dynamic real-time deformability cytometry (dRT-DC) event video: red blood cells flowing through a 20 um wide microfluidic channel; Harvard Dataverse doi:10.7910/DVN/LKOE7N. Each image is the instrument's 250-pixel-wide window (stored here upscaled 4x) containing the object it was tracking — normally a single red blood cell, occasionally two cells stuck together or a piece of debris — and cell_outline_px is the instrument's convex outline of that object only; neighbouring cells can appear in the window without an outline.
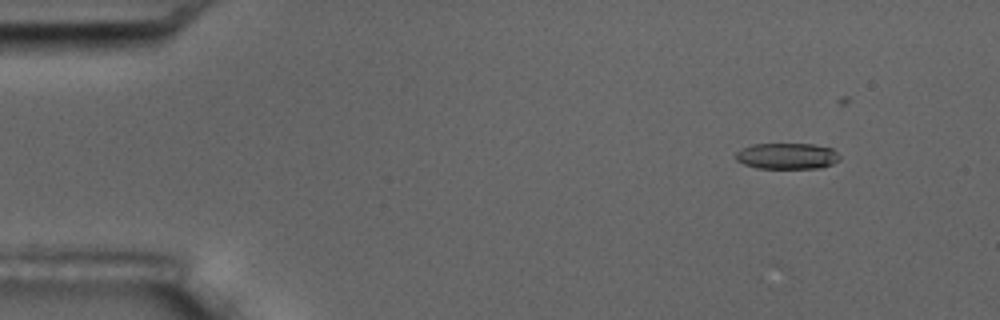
{"species": "common noctule bat (a hibernating species)", "species_latin": "Nyctalus noctula", "temperature_condition": "room temperature", "stored_images_in_passage": 5, "camera_frame_rate_fps": 3000, "um_per_image_px": 0.085, "animal": {"sex": "male", "body_mass_g": 17.5, "forearm_length_mm": 52.3}, "frame": {"image": 1, "passage_image": 1, "time_ms": 0.0, "image_size_px": [1000, 320], "cell_outline_px": [[840, 160], [832, 164], [820, 168], [756, 168], [744, 164], [736, 160], [736, 152], [740, 148], [752, 144], [812, 144], [832, 148], [840, 156]], "centroid_in_image_um": [66.89, 13.26], "position_along_channel_um": 18.1, "area_um2": 15.9}}